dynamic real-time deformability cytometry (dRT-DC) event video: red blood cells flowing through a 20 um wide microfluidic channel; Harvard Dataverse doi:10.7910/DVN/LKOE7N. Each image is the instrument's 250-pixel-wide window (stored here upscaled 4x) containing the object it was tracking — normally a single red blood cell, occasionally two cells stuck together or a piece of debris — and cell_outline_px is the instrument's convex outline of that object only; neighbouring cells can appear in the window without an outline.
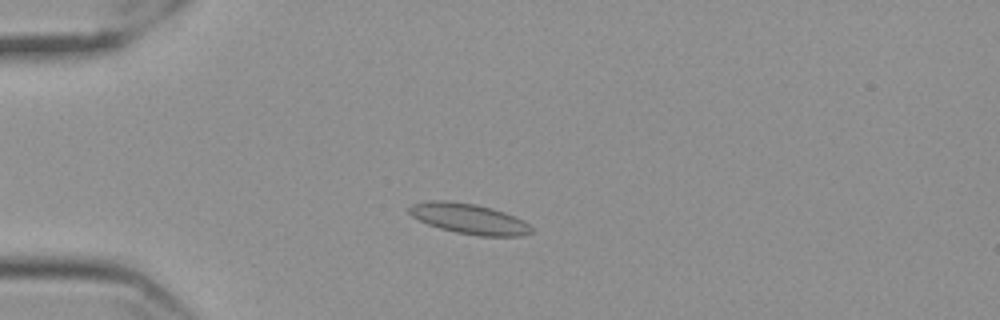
{"species": "Egyptian fruit bat (a non-hibernating species)", "species_latin": "Rousettus aegyptiacus", "temperature_condition": "cold", "stored_images_in_passage": 55, "camera_frame_rate_fps": 3000, "um_per_image_px": 0.085, "frame": {"image": 1, "passage_image": 12, "time_ms": 3.667, "image_size_px": [1000, 320], "cell_outline_px": [[532, 232], [520, 236], [480, 236], [456, 232], [440, 228], [428, 224], [412, 216], [408, 212], [408, 208], [412, 204], [428, 200], [448, 200], [476, 204], [492, 208], [504, 212], [524, 220], [532, 228]], "centroid_in_image_um": [39.86, 18.58], "position_along_channel_um": 45.1, "area_um2": 21.62}}
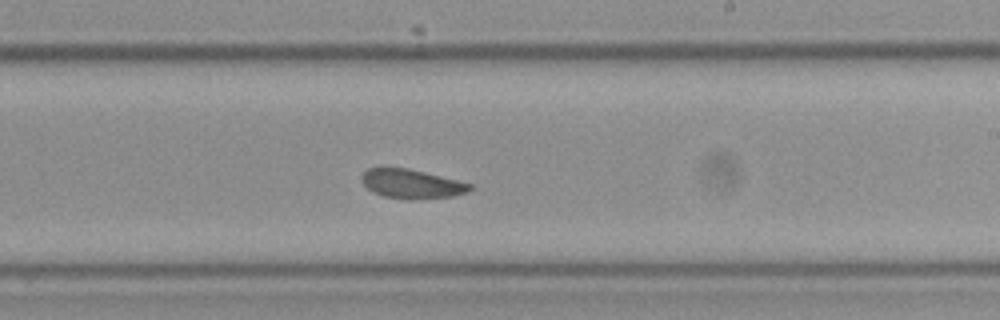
{"frame": {"image": 2, "passage_image": 32, "time_ms": 10.333, "image_size_px": [1000, 320], "cell_outline_px": [[472, 188], [468, 192], [452, 196], [384, 196], [372, 192], [360, 180], [360, 176], [368, 168], [380, 164], [384, 164], [408, 168], [472, 184]], "centroid_in_image_um": [34.87, 15.52], "position_along_channel_um": 254.1, "area_um2": 17.92}}
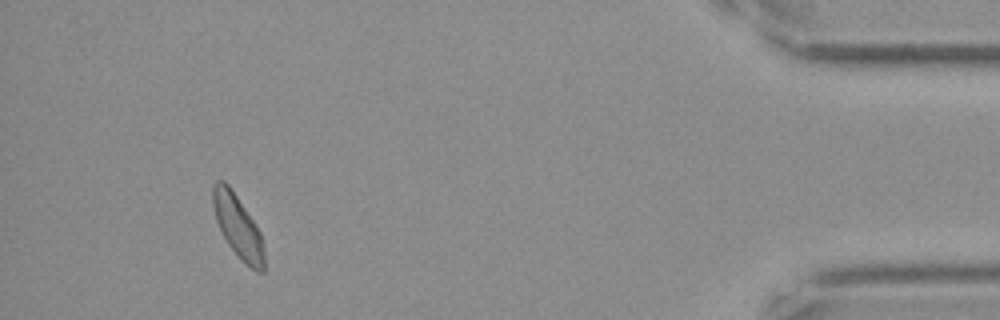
{"frame": {"image": 3, "passage_image": 51, "time_ms": 16.667, "image_size_px": [1000, 320], "cell_outline_px": [[264, 272], [256, 272], [244, 264], [240, 260], [228, 244], [216, 220], [212, 204], [212, 188], [216, 180], [224, 180], [228, 184], [256, 224], [260, 232], [264, 248]], "centroid_in_image_um": [20.22, 19.27], "position_along_channel_um": 415.0, "area_um2": 18.84}, "authors_computed_cell_mechanics": {"area_um2": 19.3052, "velocity_mm_per_s": 3.5, "shape_relaxation_time_tau1_ms": 6.4106, "shape_relaxation_time_tau2_ms": 2.2227, "deformation_change_tau1": 0.1177, "deformation_change_tau2": 0.077}}